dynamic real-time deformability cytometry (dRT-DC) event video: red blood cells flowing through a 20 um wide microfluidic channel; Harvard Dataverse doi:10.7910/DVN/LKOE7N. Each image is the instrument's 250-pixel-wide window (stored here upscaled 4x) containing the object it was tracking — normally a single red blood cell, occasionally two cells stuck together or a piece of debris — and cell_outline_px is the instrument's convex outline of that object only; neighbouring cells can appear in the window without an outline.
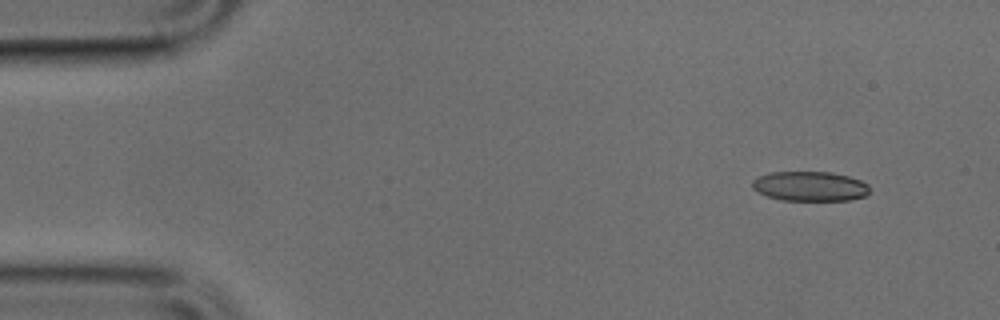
{"species": "common noctule bat (a hibernating species)", "species_latin": "Nyctalus noctula", "temperature_condition": "cold", "stored_images_in_passage": 12, "camera_frame_rate_fps": 3000, "um_per_image_px": 0.085, "animal": {"sex": "male", "body_mass_g": 17.9, "forearm_length_mm": 54.2}, "frame": {"image": 1, "passage_image": 1, "time_ms": 0.0, "image_size_px": [1000, 320], "cell_outline_px": [[868, 196], [852, 200], [780, 200], [756, 192], [752, 188], [752, 180], [760, 176], [772, 172], [832, 172], [848, 176], [860, 180], [868, 184]], "centroid_in_image_um": [68.85, 15.84], "position_along_channel_um": 16.1, "area_um2": 20.4}}
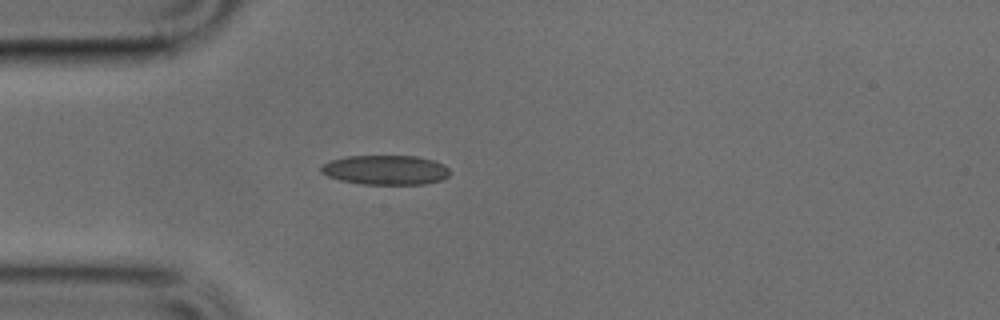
{"frame": {"image": 2, "passage_image": 10, "time_ms": 3.0, "image_size_px": [1000, 320], "cell_outline_px": [[448, 176], [440, 180], [424, 184], [364, 184], [340, 180], [328, 176], [320, 172], [320, 164], [328, 160], [344, 156], [416, 156], [432, 160], [444, 164], [448, 168]], "centroid_in_image_um": [32.71, 14.43], "position_along_channel_um": 52.3, "area_um2": 22.25}}